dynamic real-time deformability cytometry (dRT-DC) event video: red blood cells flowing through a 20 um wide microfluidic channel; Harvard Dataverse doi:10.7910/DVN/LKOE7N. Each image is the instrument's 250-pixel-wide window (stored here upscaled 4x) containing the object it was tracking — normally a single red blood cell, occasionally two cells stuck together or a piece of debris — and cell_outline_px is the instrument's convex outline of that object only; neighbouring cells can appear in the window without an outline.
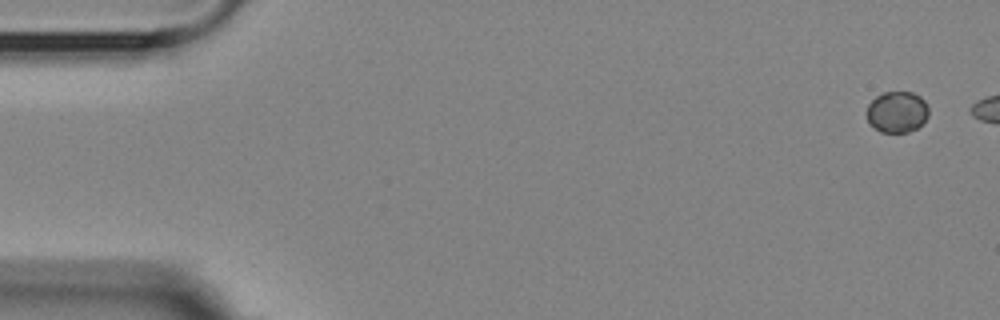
{"species": "Egyptian fruit bat (a non-hibernating species)", "species_latin": "Rousettus aegyptiacus", "temperature_condition": "room temperature", "stored_images_in_passage": 4, "camera_frame_rate_fps": 3000, "um_per_image_px": 0.085, "animal": {"sex": "female"}, "frame": {"image": 1, "passage_image": 1, "time_ms": 0.0, "image_size_px": [1000, 320], "cell_outline_px": [[928, 116], [916, 128], [908, 132], [880, 132], [868, 120], [868, 104], [876, 96], [884, 92], [912, 92], [920, 96], [924, 100], [928, 108]], "centroid_in_image_um": [76.26, 9.5], "position_along_channel_um": 8.7, "area_um2": 14.62}}